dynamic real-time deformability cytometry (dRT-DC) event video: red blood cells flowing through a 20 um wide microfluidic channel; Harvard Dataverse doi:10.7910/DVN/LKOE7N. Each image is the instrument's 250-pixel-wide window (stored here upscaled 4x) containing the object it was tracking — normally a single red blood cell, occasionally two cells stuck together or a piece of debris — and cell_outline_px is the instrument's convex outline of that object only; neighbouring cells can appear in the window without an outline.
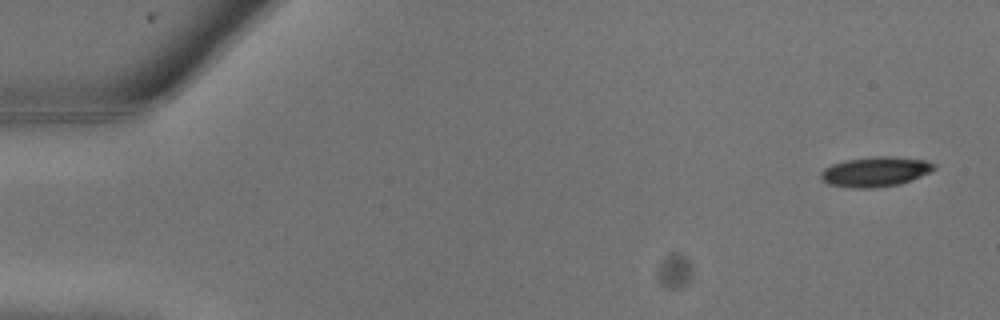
{"species": "common noctule bat (a hibernating species)", "species_latin": "Nyctalus noctula", "temperature_condition": "warm", "stored_images_in_passage": 9, "camera_frame_rate_fps": 3000, "um_per_image_px": 0.085, "animal": {"sex": "male", "body_mass_g": 13.3}, "frame": {"image": 1, "passage_image": 1, "time_ms": 0.0, "image_size_px": [1000, 320], "cell_outline_px": [[936, 168], [920, 176], [900, 184], [872, 188], [848, 188], [828, 184], [820, 180], [820, 172], [824, 168], [832, 164], [844, 160], [872, 156], [892, 156], [928, 160], [936, 164]], "centroid_in_image_um": [74.37, 14.59], "position_along_channel_um": 10.6, "area_um2": 20.0}}
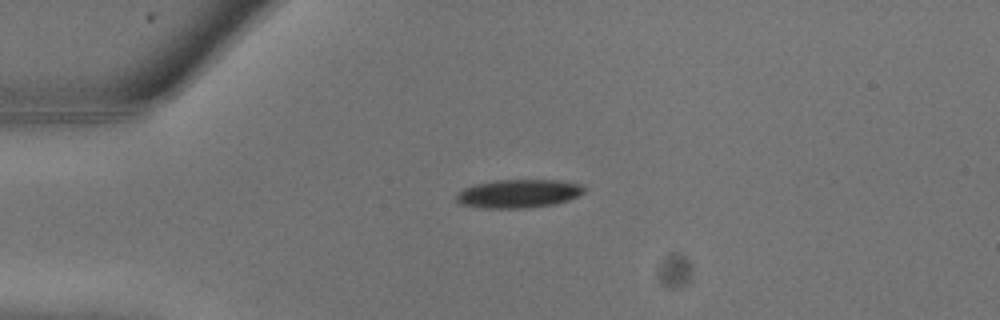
{"frame": {"image": 2, "passage_image": 6, "time_ms": 1.667, "image_size_px": [1000, 320], "cell_outline_px": [[584, 192], [568, 200], [556, 204], [528, 208], [484, 208], [460, 204], [456, 200], [456, 196], [464, 188], [476, 184], [496, 180], [556, 180], [580, 184], [584, 188]], "centroid_in_image_um": [44.07, 16.46], "position_along_channel_um": 40.9, "area_um2": 21.04}}